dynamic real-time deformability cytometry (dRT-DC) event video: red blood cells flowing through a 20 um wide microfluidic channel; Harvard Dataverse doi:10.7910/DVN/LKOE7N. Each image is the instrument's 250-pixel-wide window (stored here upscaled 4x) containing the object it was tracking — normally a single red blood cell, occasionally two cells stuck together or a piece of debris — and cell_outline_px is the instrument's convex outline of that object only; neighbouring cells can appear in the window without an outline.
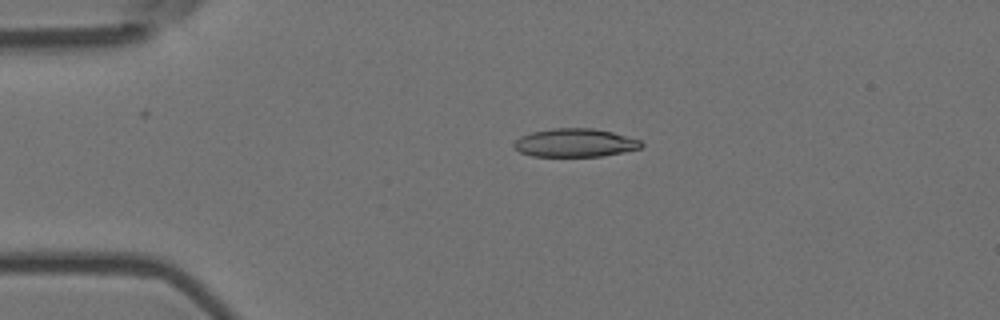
{"species": "Egyptian fruit bat (a non-hibernating species)", "species_latin": "Rousettus aegyptiacus", "temperature_condition": "room temperature", "stored_images_in_passage": 5, "camera_frame_rate_fps": 3000, "um_per_image_px": 0.085, "animal": {"sex": "female"}, "frame": {"image": 1, "passage_image": 4, "time_ms": 1.0, "image_size_px": [1000, 320], "cell_outline_px": [[644, 144], [640, 148], [624, 152], [600, 156], [532, 156], [520, 152], [512, 144], [520, 136], [532, 132], [552, 128], [592, 128], [612, 132], [640, 140]], "centroid_in_image_um": [48.87, 12.13], "position_along_channel_um": 36.1, "area_um2": 20.92}}